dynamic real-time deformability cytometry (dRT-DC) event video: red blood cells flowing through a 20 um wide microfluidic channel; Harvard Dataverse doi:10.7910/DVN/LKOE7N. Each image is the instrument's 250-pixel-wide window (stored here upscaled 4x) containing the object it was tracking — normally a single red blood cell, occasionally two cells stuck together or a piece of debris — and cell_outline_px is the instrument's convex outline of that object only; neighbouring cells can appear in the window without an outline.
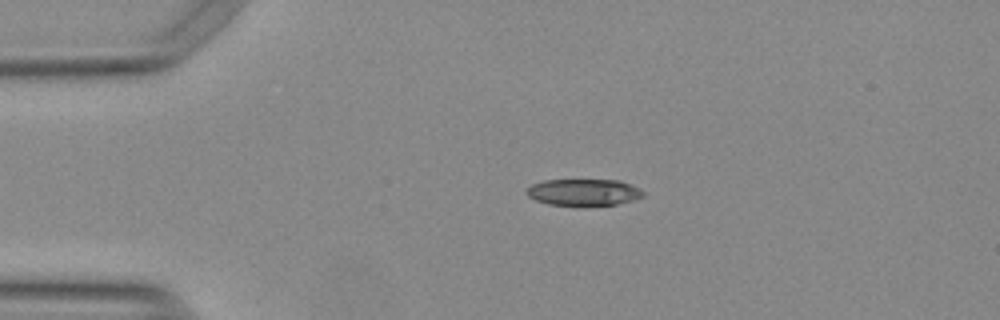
{"species": "Egyptian fruit bat (a non-hibernating species)", "species_latin": "Rousettus aegyptiacus", "temperature_condition": "warm", "stored_images_in_passage": 43, "camera_frame_rate_fps": 3000, "um_per_image_px": 0.085, "animal": {"sex": "female"}, "frame": {"image": 1, "passage_image": 1, "time_ms": 0.0, "image_size_px": [1000, 320], "cell_outline_px": [[644, 196], [636, 200], [616, 204], [548, 204], [536, 200], [528, 196], [524, 192], [532, 184], [544, 180], [620, 180], [640, 188], [644, 192]], "centroid_in_image_um": [49.64, 16.32], "position_along_channel_um": 35.4, "area_um2": 17.86}}
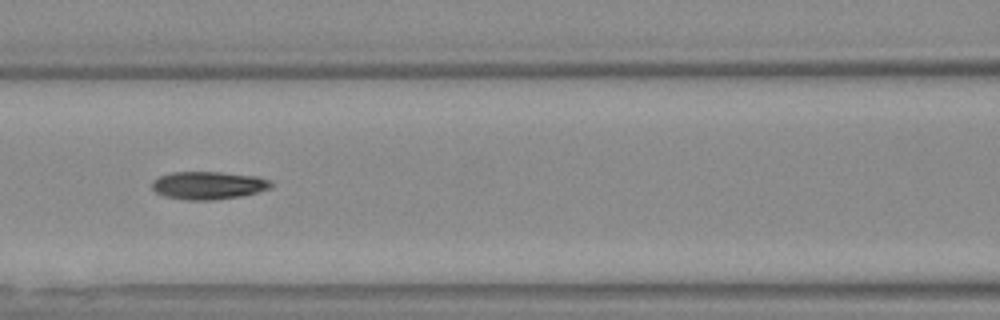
{"frame": {"image": 2, "passage_image": 13, "time_ms": 4.0, "image_size_px": [1000, 320], "cell_outline_px": [[272, 184], [268, 188], [256, 192], [240, 196], [212, 200], [188, 200], [164, 196], [156, 192], [152, 188], [152, 180], [160, 176], [172, 172], [220, 172], [256, 176], [268, 180]], "centroid_in_image_um": [17.65, 15.75], "position_along_channel_um": 149.0, "area_um2": 19.07}}
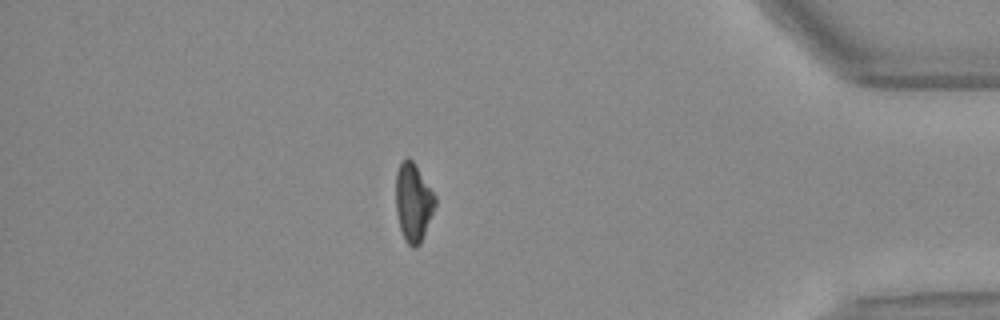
{"frame": {"image": 3, "passage_image": 36, "time_ms": 11.667, "image_size_px": [1000, 320], "cell_outline_px": [[436, 204], [420, 244], [416, 248], [412, 248], [404, 240], [400, 228], [396, 212], [396, 172], [400, 164], [408, 156], [412, 160], [436, 196]], "centroid_in_image_um": [35.12, 17.22], "position_along_channel_um": 400.1, "area_um2": 17.86}, "authors_computed_cell_mechanics": {"area_um2": 19.074, "velocity_mm_per_s": 3.7972, "shape_relaxation_time_tau1_ms": 4.9153, "shape_relaxation_time_tau2_ms": null, "deformation_change_tau1": 0.1909, "deformation_change_tau2": null}}